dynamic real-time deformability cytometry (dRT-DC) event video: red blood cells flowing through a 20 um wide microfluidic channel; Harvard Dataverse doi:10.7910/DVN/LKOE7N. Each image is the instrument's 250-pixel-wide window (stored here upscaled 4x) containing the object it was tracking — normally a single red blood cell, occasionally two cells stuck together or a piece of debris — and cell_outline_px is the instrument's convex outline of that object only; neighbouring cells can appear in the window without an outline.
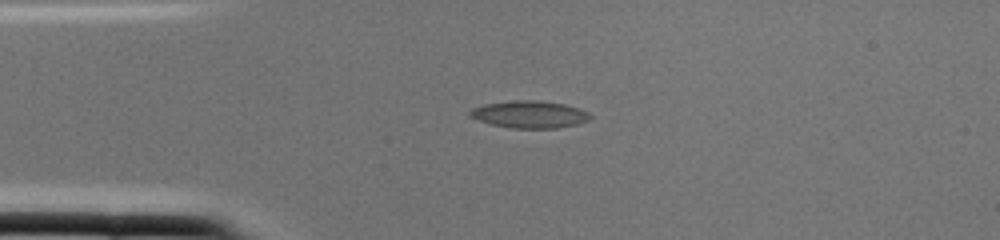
{"species": "common noctule bat (a hibernating species)", "species_latin": "Nyctalus noctula", "temperature_condition": "cold", "stored_images_in_passage": 1, "camera_frame_rate_fps": 3000, "um_per_image_px": 0.085, "animal": {"sex": "female", "body_mass_g": 22.0, "forearm_length_mm": 56.7}, "frame": {"image": 1, "passage_image": 1, "time_ms": 0.0, "image_size_px": [1000, 240], "cell_outline_px": [[592, 116], [588, 120], [576, 124], [556, 128], [512, 128], [492, 124], [476, 120], [468, 116], [468, 112], [472, 108], [484, 104], [512, 100], [536, 100], [564, 104], [588, 112]], "centroid_in_image_um": [44.95, 9.72], "position_along_channel_um": 40.0, "area_um2": 19.02}}